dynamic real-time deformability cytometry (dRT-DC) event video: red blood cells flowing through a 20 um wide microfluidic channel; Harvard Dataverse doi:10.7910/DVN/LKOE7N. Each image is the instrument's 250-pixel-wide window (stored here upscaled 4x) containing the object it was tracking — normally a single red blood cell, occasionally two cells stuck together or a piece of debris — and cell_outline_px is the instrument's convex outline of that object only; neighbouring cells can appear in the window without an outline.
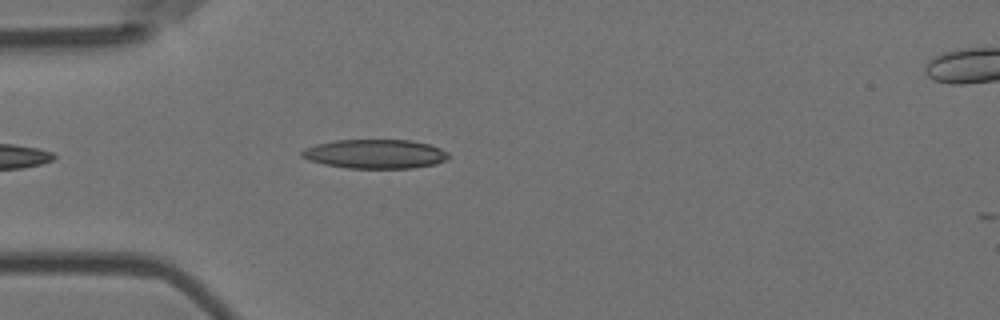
{"species": "Egyptian fruit bat (a non-hibernating species)", "species_latin": "Rousettus aegyptiacus", "temperature_condition": "room temperature", "stored_images_in_passage": 6, "camera_frame_rate_fps": 3000, "um_per_image_px": 0.085, "animal": {"sex": "female"}, "frame": {"image": 1, "passage_image": 5, "time_ms": 1.333, "image_size_px": [1000, 320], "cell_outline_px": [[448, 160], [436, 164], [412, 168], [348, 168], [324, 164], [308, 160], [300, 156], [300, 152], [304, 148], [316, 144], [336, 140], [408, 140], [432, 144], [448, 152]], "centroid_in_image_um": [31.9, 13.08], "position_along_channel_um": 53.1, "area_um2": 25.09}}